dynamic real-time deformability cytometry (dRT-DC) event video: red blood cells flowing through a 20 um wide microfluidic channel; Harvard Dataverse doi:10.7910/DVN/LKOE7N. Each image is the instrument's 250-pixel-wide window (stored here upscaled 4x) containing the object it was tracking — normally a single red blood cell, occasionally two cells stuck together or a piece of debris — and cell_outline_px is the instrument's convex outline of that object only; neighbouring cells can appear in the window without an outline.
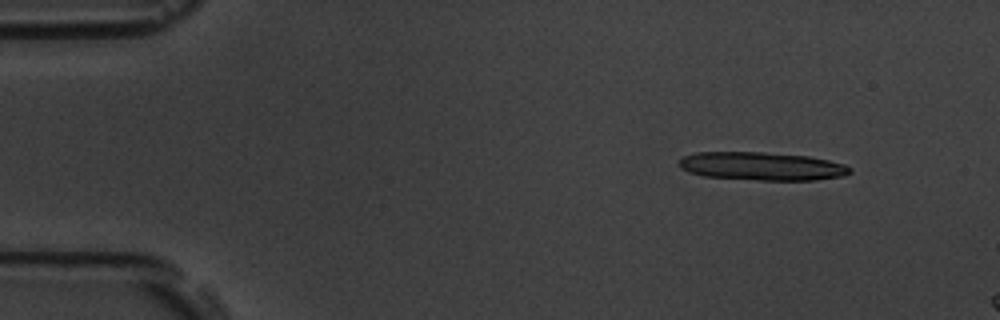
{"species": "common noctule bat (a hibernating species)", "species_latin": "Nyctalus noctula", "temperature_condition": "room temperature", "stored_images_in_passage": 9, "camera_frame_rate_fps": 3000, "um_per_image_px": 0.085, "animal": {"sex": "male", "body_mass_g": 19.5, "forearm_length_mm": 54.6}, "frame": {"image": 1, "passage_image": 1, "time_ms": 0.0, "image_size_px": [1000, 320], "cell_outline_px": [[852, 172], [844, 176], [816, 180], [760, 180], [704, 176], [688, 172], [680, 168], [680, 160], [684, 156], [696, 152], [764, 152], [808, 156], [828, 160], [844, 164], [852, 168]], "centroid_in_image_um": [64.78, 14.13], "position_along_channel_um": 20.2, "area_um2": 28.15}}